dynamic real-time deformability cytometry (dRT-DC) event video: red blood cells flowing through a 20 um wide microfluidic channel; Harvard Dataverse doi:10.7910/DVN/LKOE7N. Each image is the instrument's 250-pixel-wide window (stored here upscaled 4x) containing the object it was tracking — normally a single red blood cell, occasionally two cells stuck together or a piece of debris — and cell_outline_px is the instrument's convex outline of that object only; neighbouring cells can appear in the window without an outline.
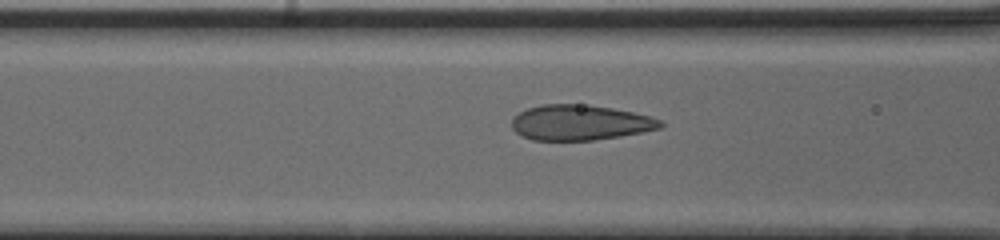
{"species": "human", "species_latin": "Homo sapiens", "temperature_condition": "cold", "stored_images_in_passage": 44, "camera_frame_rate_fps": 3000, "um_per_image_px": 0.085, "donor": {"sex": "male"}, "frame": {"image": 1, "passage_image": 20, "time_ms": 6.333, "image_size_px": [1000, 240], "cell_outline_px": [[664, 124], [660, 128], [620, 136], [592, 140], [532, 140], [516, 132], [512, 128], [512, 116], [528, 108], [540, 104], [580, 104], [612, 108], [632, 112], [648, 116], [660, 120]], "centroid_in_image_um": [49.26, 10.41], "position_along_channel_um": 117.3, "area_um2": 30.35}}
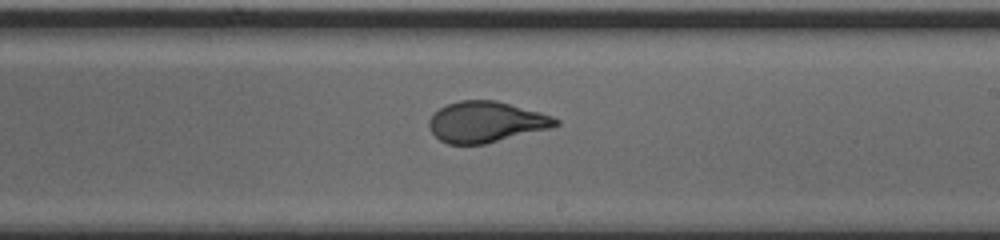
{"frame": {"image": 2, "passage_image": 30, "time_ms": 9.667, "image_size_px": [1000, 240], "cell_outline_px": [[560, 124], [552, 128], [484, 144], [448, 144], [440, 140], [432, 132], [428, 124], [428, 120], [440, 108], [448, 104], [460, 100], [496, 100], [540, 112], [552, 116], [560, 120]], "centroid_in_image_um": [41.34, 10.36], "position_along_channel_um": 247.7, "area_um2": 30.06}}
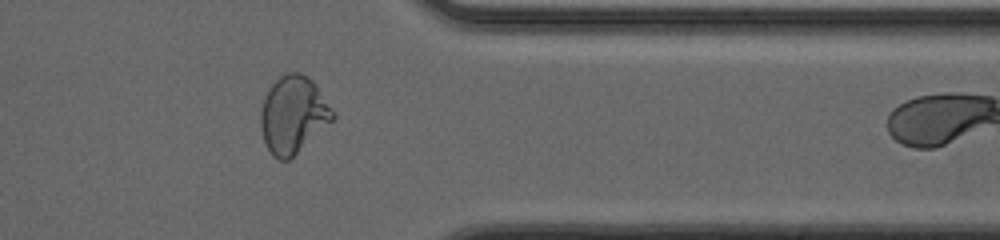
{"frame": {"image": 3, "passage_image": 41, "time_ms": 13.333, "image_size_px": [1000, 240], "cell_outline_px": [[336, 116], [332, 120], [288, 160], [280, 160], [272, 156], [264, 140], [260, 128], [260, 112], [264, 96], [268, 88], [280, 76], [288, 72], [300, 72], [308, 76], [316, 84]], "centroid_in_image_um": [24.88, 9.71], "position_along_channel_um": 386.5, "area_um2": 32.08}}